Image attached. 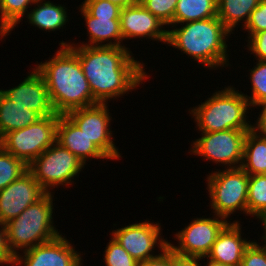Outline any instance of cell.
I'll list each match as a JSON object with an SVG mask.
<instances>
[{
	"instance_id": "1",
	"label": "cell",
	"mask_w": 266,
	"mask_h": 266,
	"mask_svg": "<svg viewBox=\"0 0 266 266\" xmlns=\"http://www.w3.org/2000/svg\"><path fill=\"white\" fill-rule=\"evenodd\" d=\"M69 47L79 57L82 71L97 103L108 104L111 100H118L125 94L132 93L143 82L146 83L145 80L151 75L145 72L147 63L135 59L127 46Z\"/></svg>"
},
{
	"instance_id": "2",
	"label": "cell",
	"mask_w": 266,
	"mask_h": 266,
	"mask_svg": "<svg viewBox=\"0 0 266 266\" xmlns=\"http://www.w3.org/2000/svg\"><path fill=\"white\" fill-rule=\"evenodd\" d=\"M45 62L35 64L43 77L54 110L59 115L98 104L92 95L79 57L69 46H60Z\"/></svg>"
},
{
	"instance_id": "3",
	"label": "cell",
	"mask_w": 266,
	"mask_h": 266,
	"mask_svg": "<svg viewBox=\"0 0 266 266\" xmlns=\"http://www.w3.org/2000/svg\"><path fill=\"white\" fill-rule=\"evenodd\" d=\"M231 34L216 16L169 26L166 44L180 50L198 65L202 64L203 68L217 71L222 67L224 70L232 66L227 43Z\"/></svg>"
},
{
	"instance_id": "4",
	"label": "cell",
	"mask_w": 266,
	"mask_h": 266,
	"mask_svg": "<svg viewBox=\"0 0 266 266\" xmlns=\"http://www.w3.org/2000/svg\"><path fill=\"white\" fill-rule=\"evenodd\" d=\"M201 104L188 109L195 128L199 132H218L222 130H251L253 122L249 119L252 109L244 92L234 85L224 86L222 90H215ZM191 114V115H190Z\"/></svg>"
},
{
	"instance_id": "5",
	"label": "cell",
	"mask_w": 266,
	"mask_h": 266,
	"mask_svg": "<svg viewBox=\"0 0 266 266\" xmlns=\"http://www.w3.org/2000/svg\"><path fill=\"white\" fill-rule=\"evenodd\" d=\"M54 193H46L18 217L4 224L8 248L14 257L62 234L54 225Z\"/></svg>"
},
{
	"instance_id": "6",
	"label": "cell",
	"mask_w": 266,
	"mask_h": 266,
	"mask_svg": "<svg viewBox=\"0 0 266 266\" xmlns=\"http://www.w3.org/2000/svg\"><path fill=\"white\" fill-rule=\"evenodd\" d=\"M215 170L205 178L212 213L230 222L236 212L246 217L249 175L241 167Z\"/></svg>"
},
{
	"instance_id": "7",
	"label": "cell",
	"mask_w": 266,
	"mask_h": 266,
	"mask_svg": "<svg viewBox=\"0 0 266 266\" xmlns=\"http://www.w3.org/2000/svg\"><path fill=\"white\" fill-rule=\"evenodd\" d=\"M84 168L83 162L57 141L28 165L34 179L47 193H52L55 187L69 188Z\"/></svg>"
},
{
	"instance_id": "8",
	"label": "cell",
	"mask_w": 266,
	"mask_h": 266,
	"mask_svg": "<svg viewBox=\"0 0 266 266\" xmlns=\"http://www.w3.org/2000/svg\"><path fill=\"white\" fill-rule=\"evenodd\" d=\"M59 115L41 117L22 129L6 133L0 145L27 166L57 141Z\"/></svg>"
},
{
	"instance_id": "9",
	"label": "cell",
	"mask_w": 266,
	"mask_h": 266,
	"mask_svg": "<svg viewBox=\"0 0 266 266\" xmlns=\"http://www.w3.org/2000/svg\"><path fill=\"white\" fill-rule=\"evenodd\" d=\"M249 130H222L201 132L200 138L192 140L190 155L200 156L222 169L239 168L242 164L245 136Z\"/></svg>"
},
{
	"instance_id": "10",
	"label": "cell",
	"mask_w": 266,
	"mask_h": 266,
	"mask_svg": "<svg viewBox=\"0 0 266 266\" xmlns=\"http://www.w3.org/2000/svg\"><path fill=\"white\" fill-rule=\"evenodd\" d=\"M226 218L217 216H203L193 218L190 223L175 234L177 244L168 242V247L177 254L184 256H207L219 233L229 223Z\"/></svg>"
},
{
	"instance_id": "11",
	"label": "cell",
	"mask_w": 266,
	"mask_h": 266,
	"mask_svg": "<svg viewBox=\"0 0 266 266\" xmlns=\"http://www.w3.org/2000/svg\"><path fill=\"white\" fill-rule=\"evenodd\" d=\"M161 226L159 221L154 223L153 220L146 219L115 228L109 235L139 263L158 256L160 251L168 247L169 240L161 235ZM155 247L158 249V254H155L157 250Z\"/></svg>"
},
{
	"instance_id": "12",
	"label": "cell",
	"mask_w": 266,
	"mask_h": 266,
	"mask_svg": "<svg viewBox=\"0 0 266 266\" xmlns=\"http://www.w3.org/2000/svg\"><path fill=\"white\" fill-rule=\"evenodd\" d=\"M109 104H96L90 107L79 108L66 115L91 139L96 146L111 160L118 161L122 153L115 145L109 112Z\"/></svg>"
},
{
	"instance_id": "13",
	"label": "cell",
	"mask_w": 266,
	"mask_h": 266,
	"mask_svg": "<svg viewBox=\"0 0 266 266\" xmlns=\"http://www.w3.org/2000/svg\"><path fill=\"white\" fill-rule=\"evenodd\" d=\"M66 236L54 239L19 253L14 266H83V254Z\"/></svg>"
},
{
	"instance_id": "14",
	"label": "cell",
	"mask_w": 266,
	"mask_h": 266,
	"mask_svg": "<svg viewBox=\"0 0 266 266\" xmlns=\"http://www.w3.org/2000/svg\"><path fill=\"white\" fill-rule=\"evenodd\" d=\"M47 192L27 170L18 179L0 190V223L18 217L28 206L37 202Z\"/></svg>"
},
{
	"instance_id": "15",
	"label": "cell",
	"mask_w": 266,
	"mask_h": 266,
	"mask_svg": "<svg viewBox=\"0 0 266 266\" xmlns=\"http://www.w3.org/2000/svg\"><path fill=\"white\" fill-rule=\"evenodd\" d=\"M120 26L125 42L136 38L144 41L150 39L166 46L168 27L140 2L121 9Z\"/></svg>"
},
{
	"instance_id": "16",
	"label": "cell",
	"mask_w": 266,
	"mask_h": 266,
	"mask_svg": "<svg viewBox=\"0 0 266 266\" xmlns=\"http://www.w3.org/2000/svg\"><path fill=\"white\" fill-rule=\"evenodd\" d=\"M24 80H20L17 86L0 91L11 101L18 105L28 107L40 117L59 115L54 110L47 86L41 74L32 68Z\"/></svg>"
},
{
	"instance_id": "17",
	"label": "cell",
	"mask_w": 266,
	"mask_h": 266,
	"mask_svg": "<svg viewBox=\"0 0 266 266\" xmlns=\"http://www.w3.org/2000/svg\"><path fill=\"white\" fill-rule=\"evenodd\" d=\"M78 7L80 16L85 21L88 41L67 43L62 40L59 46H126L121 33L120 18L93 17L81 4Z\"/></svg>"
},
{
	"instance_id": "18",
	"label": "cell",
	"mask_w": 266,
	"mask_h": 266,
	"mask_svg": "<svg viewBox=\"0 0 266 266\" xmlns=\"http://www.w3.org/2000/svg\"><path fill=\"white\" fill-rule=\"evenodd\" d=\"M241 221L229 222L219 233L207 257L230 266H240L246 248L251 244L242 233Z\"/></svg>"
},
{
	"instance_id": "19",
	"label": "cell",
	"mask_w": 266,
	"mask_h": 266,
	"mask_svg": "<svg viewBox=\"0 0 266 266\" xmlns=\"http://www.w3.org/2000/svg\"><path fill=\"white\" fill-rule=\"evenodd\" d=\"M57 142L73 153L85 166L92 159H101L103 162L110 160L67 115H59Z\"/></svg>"
},
{
	"instance_id": "20",
	"label": "cell",
	"mask_w": 266,
	"mask_h": 266,
	"mask_svg": "<svg viewBox=\"0 0 266 266\" xmlns=\"http://www.w3.org/2000/svg\"><path fill=\"white\" fill-rule=\"evenodd\" d=\"M33 5L25 16L26 22L29 21L28 24L51 33L60 31L61 28L65 29L69 23L70 16L64 4H56L50 0H36Z\"/></svg>"
},
{
	"instance_id": "21",
	"label": "cell",
	"mask_w": 266,
	"mask_h": 266,
	"mask_svg": "<svg viewBox=\"0 0 266 266\" xmlns=\"http://www.w3.org/2000/svg\"><path fill=\"white\" fill-rule=\"evenodd\" d=\"M40 118L36 112L11 101L0 91V139L6 133L22 129Z\"/></svg>"
},
{
	"instance_id": "22",
	"label": "cell",
	"mask_w": 266,
	"mask_h": 266,
	"mask_svg": "<svg viewBox=\"0 0 266 266\" xmlns=\"http://www.w3.org/2000/svg\"><path fill=\"white\" fill-rule=\"evenodd\" d=\"M261 0H217V16L232 33L243 29ZM241 23V24H240Z\"/></svg>"
},
{
	"instance_id": "23",
	"label": "cell",
	"mask_w": 266,
	"mask_h": 266,
	"mask_svg": "<svg viewBox=\"0 0 266 266\" xmlns=\"http://www.w3.org/2000/svg\"><path fill=\"white\" fill-rule=\"evenodd\" d=\"M240 167L248 175L266 174V138L253 128L245 136Z\"/></svg>"
},
{
	"instance_id": "24",
	"label": "cell",
	"mask_w": 266,
	"mask_h": 266,
	"mask_svg": "<svg viewBox=\"0 0 266 266\" xmlns=\"http://www.w3.org/2000/svg\"><path fill=\"white\" fill-rule=\"evenodd\" d=\"M217 16V0H178L174 24L209 19Z\"/></svg>"
},
{
	"instance_id": "25",
	"label": "cell",
	"mask_w": 266,
	"mask_h": 266,
	"mask_svg": "<svg viewBox=\"0 0 266 266\" xmlns=\"http://www.w3.org/2000/svg\"><path fill=\"white\" fill-rule=\"evenodd\" d=\"M36 0H0V40H5L28 13ZM27 12V13H26ZM24 16V17H23Z\"/></svg>"
},
{
	"instance_id": "26",
	"label": "cell",
	"mask_w": 266,
	"mask_h": 266,
	"mask_svg": "<svg viewBox=\"0 0 266 266\" xmlns=\"http://www.w3.org/2000/svg\"><path fill=\"white\" fill-rule=\"evenodd\" d=\"M247 216L259 222L266 216V174L249 175Z\"/></svg>"
},
{
	"instance_id": "27",
	"label": "cell",
	"mask_w": 266,
	"mask_h": 266,
	"mask_svg": "<svg viewBox=\"0 0 266 266\" xmlns=\"http://www.w3.org/2000/svg\"><path fill=\"white\" fill-rule=\"evenodd\" d=\"M247 72L251 84V95L244 94L252 109L266 104V61L257 60ZM254 107V108H253Z\"/></svg>"
},
{
	"instance_id": "28",
	"label": "cell",
	"mask_w": 266,
	"mask_h": 266,
	"mask_svg": "<svg viewBox=\"0 0 266 266\" xmlns=\"http://www.w3.org/2000/svg\"><path fill=\"white\" fill-rule=\"evenodd\" d=\"M28 170V166L0 145V190L7 187Z\"/></svg>"
},
{
	"instance_id": "29",
	"label": "cell",
	"mask_w": 266,
	"mask_h": 266,
	"mask_svg": "<svg viewBox=\"0 0 266 266\" xmlns=\"http://www.w3.org/2000/svg\"><path fill=\"white\" fill-rule=\"evenodd\" d=\"M104 251L105 266H138L139 263L110 235Z\"/></svg>"
},
{
	"instance_id": "30",
	"label": "cell",
	"mask_w": 266,
	"mask_h": 266,
	"mask_svg": "<svg viewBox=\"0 0 266 266\" xmlns=\"http://www.w3.org/2000/svg\"><path fill=\"white\" fill-rule=\"evenodd\" d=\"M139 2L166 27L174 24V13L178 0H139Z\"/></svg>"
},
{
	"instance_id": "31",
	"label": "cell",
	"mask_w": 266,
	"mask_h": 266,
	"mask_svg": "<svg viewBox=\"0 0 266 266\" xmlns=\"http://www.w3.org/2000/svg\"><path fill=\"white\" fill-rule=\"evenodd\" d=\"M81 5L93 16L120 18L121 7L107 0H84Z\"/></svg>"
},
{
	"instance_id": "32",
	"label": "cell",
	"mask_w": 266,
	"mask_h": 266,
	"mask_svg": "<svg viewBox=\"0 0 266 266\" xmlns=\"http://www.w3.org/2000/svg\"><path fill=\"white\" fill-rule=\"evenodd\" d=\"M261 243L252 240L244 252L240 266H266V243L263 240Z\"/></svg>"
},
{
	"instance_id": "33",
	"label": "cell",
	"mask_w": 266,
	"mask_h": 266,
	"mask_svg": "<svg viewBox=\"0 0 266 266\" xmlns=\"http://www.w3.org/2000/svg\"><path fill=\"white\" fill-rule=\"evenodd\" d=\"M247 40L254 34L266 30V0H261L258 6L251 12L250 18L244 28Z\"/></svg>"
},
{
	"instance_id": "34",
	"label": "cell",
	"mask_w": 266,
	"mask_h": 266,
	"mask_svg": "<svg viewBox=\"0 0 266 266\" xmlns=\"http://www.w3.org/2000/svg\"><path fill=\"white\" fill-rule=\"evenodd\" d=\"M247 42L246 48L247 52L253 54L255 61H266V30L260 31L252 35L248 40L244 39ZM257 58V59H256Z\"/></svg>"
},
{
	"instance_id": "35",
	"label": "cell",
	"mask_w": 266,
	"mask_h": 266,
	"mask_svg": "<svg viewBox=\"0 0 266 266\" xmlns=\"http://www.w3.org/2000/svg\"><path fill=\"white\" fill-rule=\"evenodd\" d=\"M15 257L8 248L5 225L0 223V266H14Z\"/></svg>"
},
{
	"instance_id": "36",
	"label": "cell",
	"mask_w": 266,
	"mask_h": 266,
	"mask_svg": "<svg viewBox=\"0 0 266 266\" xmlns=\"http://www.w3.org/2000/svg\"><path fill=\"white\" fill-rule=\"evenodd\" d=\"M138 266H172V250L166 247L158 256L139 262Z\"/></svg>"
},
{
	"instance_id": "37",
	"label": "cell",
	"mask_w": 266,
	"mask_h": 266,
	"mask_svg": "<svg viewBox=\"0 0 266 266\" xmlns=\"http://www.w3.org/2000/svg\"><path fill=\"white\" fill-rule=\"evenodd\" d=\"M202 259L201 256H184L172 251V266H202V261H205Z\"/></svg>"
},
{
	"instance_id": "38",
	"label": "cell",
	"mask_w": 266,
	"mask_h": 266,
	"mask_svg": "<svg viewBox=\"0 0 266 266\" xmlns=\"http://www.w3.org/2000/svg\"><path fill=\"white\" fill-rule=\"evenodd\" d=\"M261 111L258 112L257 119L253 122V129L257 131L262 137L266 138V104L259 106Z\"/></svg>"
},
{
	"instance_id": "39",
	"label": "cell",
	"mask_w": 266,
	"mask_h": 266,
	"mask_svg": "<svg viewBox=\"0 0 266 266\" xmlns=\"http://www.w3.org/2000/svg\"><path fill=\"white\" fill-rule=\"evenodd\" d=\"M110 1L111 3L124 8V7H129L132 5H136L137 3H139V0H107Z\"/></svg>"
},
{
	"instance_id": "40",
	"label": "cell",
	"mask_w": 266,
	"mask_h": 266,
	"mask_svg": "<svg viewBox=\"0 0 266 266\" xmlns=\"http://www.w3.org/2000/svg\"><path fill=\"white\" fill-rule=\"evenodd\" d=\"M203 259H206V261L203 263L204 266H230L227 264H223L220 262H216L214 260L209 259L207 256L203 257ZM206 263V264H205Z\"/></svg>"
},
{
	"instance_id": "41",
	"label": "cell",
	"mask_w": 266,
	"mask_h": 266,
	"mask_svg": "<svg viewBox=\"0 0 266 266\" xmlns=\"http://www.w3.org/2000/svg\"><path fill=\"white\" fill-rule=\"evenodd\" d=\"M259 223H261V225L260 226H262L263 227V234L259 237L260 238V240H263V242H265L266 243V216L260 221V222H258V224Z\"/></svg>"
}]
</instances>
